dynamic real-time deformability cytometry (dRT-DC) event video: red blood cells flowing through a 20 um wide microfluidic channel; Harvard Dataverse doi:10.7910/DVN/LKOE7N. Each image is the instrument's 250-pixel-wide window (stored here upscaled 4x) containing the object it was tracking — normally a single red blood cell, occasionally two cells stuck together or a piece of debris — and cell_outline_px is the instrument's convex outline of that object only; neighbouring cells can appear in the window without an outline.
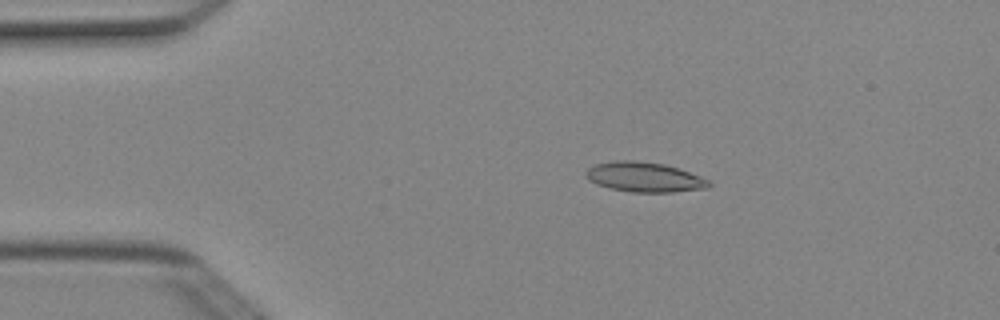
{"species": "Egyptian fruit bat (a non-hibernating species)", "species_latin": "Rousettus aegyptiacus", "temperature_condition": "cold", "stored_images_in_passage": 6, "camera_frame_rate_fps": 3000, "um_per_image_px": 0.085, "animal": {"sex": "female"}, "frame": {"image": 1, "passage_image": 3, "time_ms": 0.667, "image_size_px": [1000, 320], "cell_outline_px": [[712, 184], [708, 188], [672, 192], [632, 192], [608, 188], [596, 184], [588, 180], [584, 176], [584, 172], [588, 168], [596, 164], [616, 160], [636, 160], [664, 164], [680, 168], [700, 176], [708, 180]], "centroid_in_image_um": [54.75, 15.05], "position_along_channel_um": 30.3, "area_um2": 21.62}}
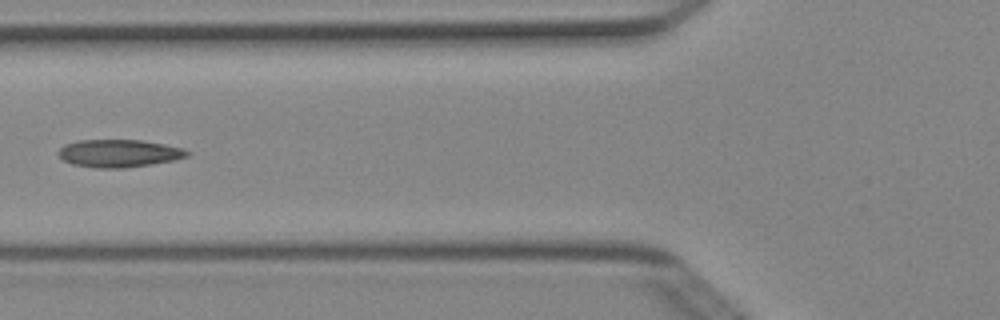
{"frame": {"image": 2, "passage_image": 5, "time_ms": 1.333, "image_size_px": [1000, 320], "cell_outline_px": [[192, 152], [188, 156], [172, 160], [124, 168], [96, 168], [72, 164], [64, 160], [56, 152], [64, 144], [80, 140], [140, 140], [164, 144], [184, 148]], "centroid_in_image_um": [10.1, 13.02], "position_along_channel_um": 115.7, "area_um2": 20.69}}
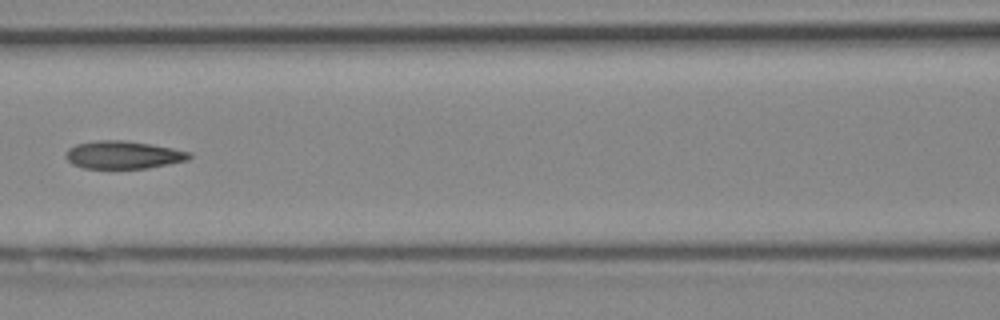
{"frame": {"image": 3, "passage_image": 6, "time_ms": 1.667, "image_size_px": [1000, 320], "cell_outline_px": [[192, 156], [188, 160], [148, 168], [84, 168], [72, 164], [64, 156], [64, 152], [68, 148], [76, 144], [96, 140], [124, 140], [152, 144], [192, 152]], "centroid_in_image_um": [10.46, 13.15], "position_along_channel_um": 156.1, "area_um2": 20.17}}